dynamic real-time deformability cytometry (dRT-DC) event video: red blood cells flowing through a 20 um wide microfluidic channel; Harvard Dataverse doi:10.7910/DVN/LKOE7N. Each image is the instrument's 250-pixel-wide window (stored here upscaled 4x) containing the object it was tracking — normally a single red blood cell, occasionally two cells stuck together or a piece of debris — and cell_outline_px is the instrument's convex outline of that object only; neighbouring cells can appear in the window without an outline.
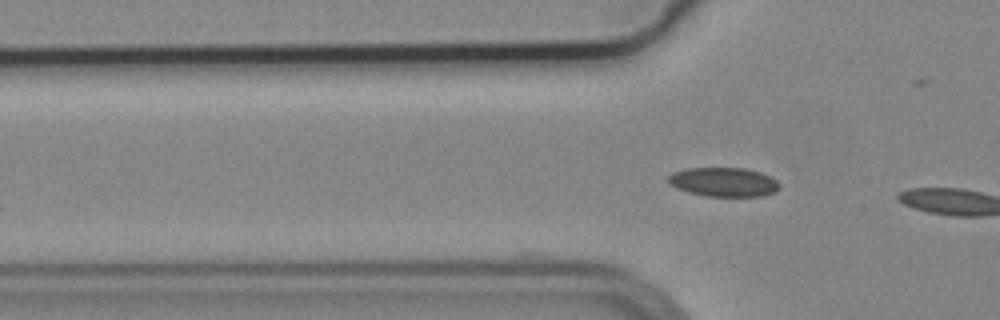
{"species": "common noctule bat (a hibernating species)", "species_latin": "Nyctalus noctula", "temperature_condition": "cold", "stored_images_in_passage": 4, "camera_frame_rate_fps": 3000, "um_per_image_px": 0.085, "animal": {"sex": "male", "body_mass_g": 19.2, "forearm_length_mm": 51.8}, "frame": {"image": 1, "passage_image": 4, "time_ms": 1.0, "image_size_px": [1000, 320], "cell_outline_px": [[780, 188], [776, 192], [764, 196], [708, 196], [688, 192], [676, 188], [668, 180], [668, 176], [672, 172], [688, 168], [744, 168], [760, 172], [776, 180], [780, 184]], "centroid_in_image_um": [61.53, 15.47], "position_along_channel_um": 64.3, "area_um2": 18.84}}